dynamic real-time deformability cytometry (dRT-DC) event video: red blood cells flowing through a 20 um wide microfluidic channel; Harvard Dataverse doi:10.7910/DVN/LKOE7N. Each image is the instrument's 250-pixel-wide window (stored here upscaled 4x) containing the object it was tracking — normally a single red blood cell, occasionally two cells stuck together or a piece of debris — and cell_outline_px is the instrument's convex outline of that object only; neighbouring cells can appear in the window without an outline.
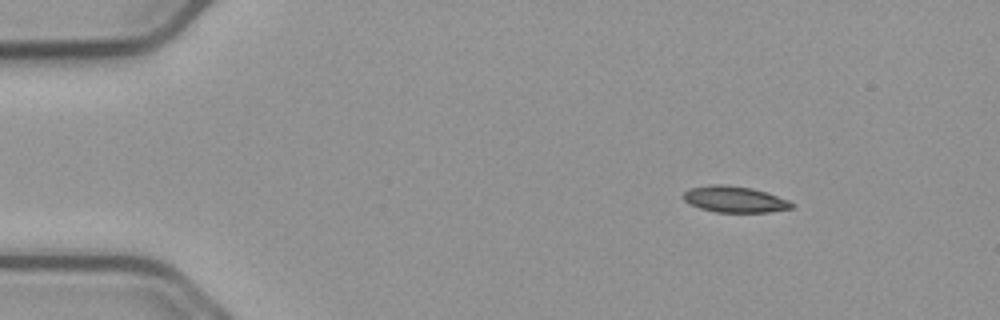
{"species": "common noctule bat (a hibernating species)", "species_latin": "Nyctalus noctula", "temperature_condition": "cold", "stored_images_in_passage": 49, "camera_frame_rate_fps": 3000, "um_per_image_px": 0.085, "animal": {"sex": "male", "body_mass_g": 23.1, "forearm_length_mm": 52.7}, "frame": {"image": 1, "passage_image": 1, "time_ms": 0.0, "image_size_px": [1000, 320], "cell_outline_px": [[796, 204], [792, 208], [768, 212], [716, 212], [700, 208], [688, 204], [680, 196], [688, 188], [712, 184], [720, 184], [752, 188], [788, 200]], "centroid_in_image_um": [62.38, 16.94], "position_along_channel_um": 22.6, "area_um2": 16.59}}
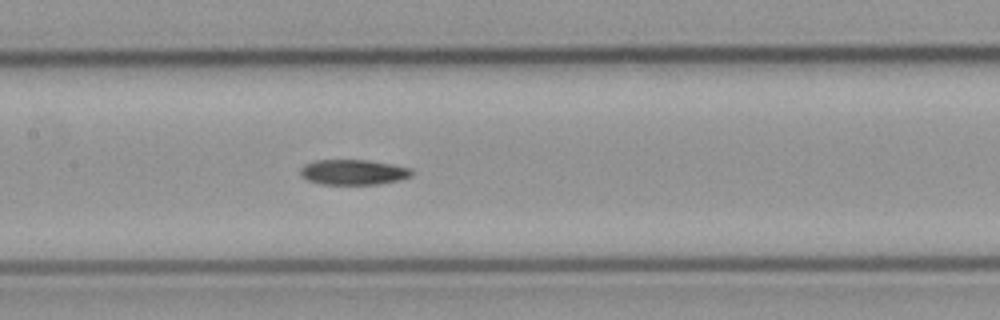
{"frame": {"image": 2, "passage_image": 20, "time_ms": 6.333, "image_size_px": [1000, 320], "cell_outline_px": [[412, 176], [400, 180], [380, 184], [320, 184], [308, 180], [300, 172], [300, 168], [304, 164], [316, 160], [368, 160], [392, 164], [408, 168], [412, 172]], "centroid_in_image_um": [30.03, 14.63], "position_along_channel_um": 177.4, "area_um2": 16.3}}
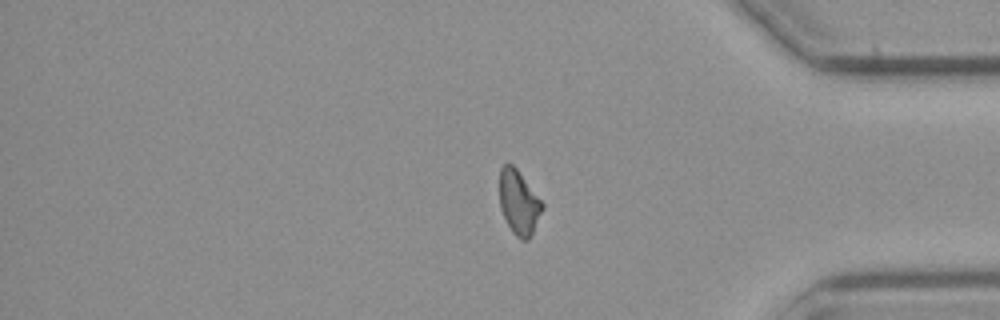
{"frame": {"image": 3, "passage_image": 39, "time_ms": 12.667, "image_size_px": [1000, 320], "cell_outline_px": [[544, 208], [528, 240], [520, 240], [512, 232], [500, 208], [500, 168], [504, 164], [512, 164], [516, 168], [544, 204]], "centroid_in_image_um": [44.1, 17.21], "position_along_channel_um": 391.1, "area_um2": 15.78}}